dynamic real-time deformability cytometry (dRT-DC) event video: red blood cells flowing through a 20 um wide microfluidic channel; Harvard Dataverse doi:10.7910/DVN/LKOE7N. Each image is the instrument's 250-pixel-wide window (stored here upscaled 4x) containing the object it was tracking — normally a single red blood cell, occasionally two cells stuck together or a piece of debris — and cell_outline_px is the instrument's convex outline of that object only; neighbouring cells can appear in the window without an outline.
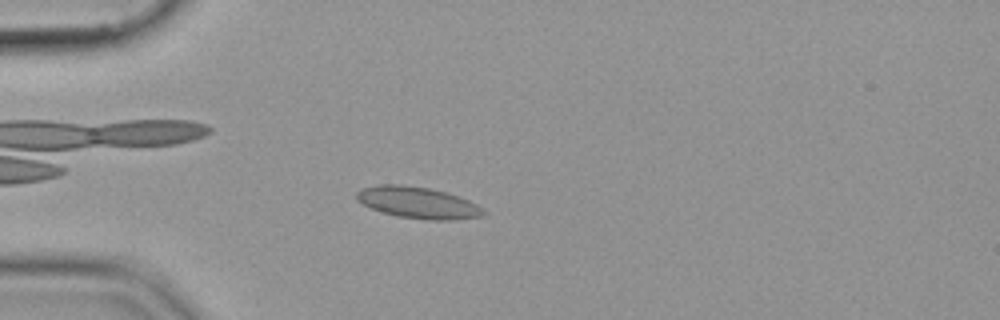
{"species": "common noctule bat (a hibernating species)", "species_latin": "Nyctalus noctula", "temperature_condition": "cold", "stored_images_in_passage": 55, "camera_frame_rate_fps": 3000, "um_per_image_px": 0.085, "animal": {"sex": "female", "body_mass_g": 19.9}, "frame": {"image": 1, "passage_image": 15, "time_ms": 4.667, "image_size_px": [1000, 320], "cell_outline_px": [[488, 212], [480, 216], [456, 220], [428, 220], [396, 216], [380, 212], [356, 200], [356, 192], [360, 188], [380, 184], [400, 184], [428, 188], [448, 192], [460, 196], [484, 208]], "centroid_in_image_um": [35.53, 17.22], "position_along_channel_um": 49.5, "area_um2": 23.58}}
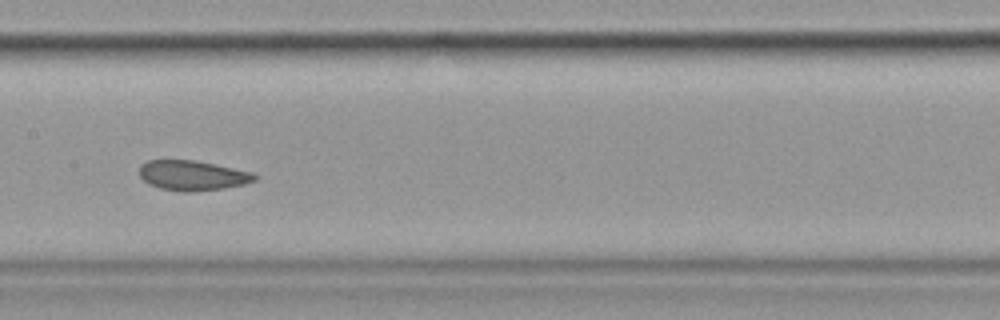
{"frame": {"image": 2, "passage_image": 28, "time_ms": 9.0, "image_size_px": [1000, 320], "cell_outline_px": [[256, 180], [244, 184], [224, 188], [188, 192], [184, 192], [160, 188], [148, 184], [140, 176], [140, 164], [148, 160], [196, 160], [216, 164], [252, 172], [256, 176]], "centroid_in_image_um": [16.35, 14.9], "position_along_channel_um": 191.1, "area_um2": 20.11}}
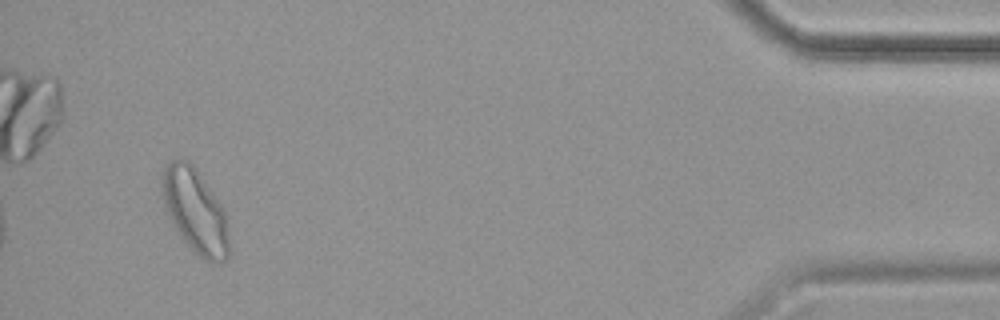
{"frame": {"image": 3, "passage_image": 52, "time_ms": 17.0, "image_size_px": [1000, 320], "cell_outline_px": [[232, 252], [224, 260], [212, 264], [204, 260], [180, 236], [164, 204], [164, 168], [172, 160], [180, 156], [188, 160], [192, 164], [220, 204], [224, 212], [228, 228]], "centroid_in_image_um": [16.65, 17.98], "position_along_channel_um": 418.5, "area_um2": 32.14}}